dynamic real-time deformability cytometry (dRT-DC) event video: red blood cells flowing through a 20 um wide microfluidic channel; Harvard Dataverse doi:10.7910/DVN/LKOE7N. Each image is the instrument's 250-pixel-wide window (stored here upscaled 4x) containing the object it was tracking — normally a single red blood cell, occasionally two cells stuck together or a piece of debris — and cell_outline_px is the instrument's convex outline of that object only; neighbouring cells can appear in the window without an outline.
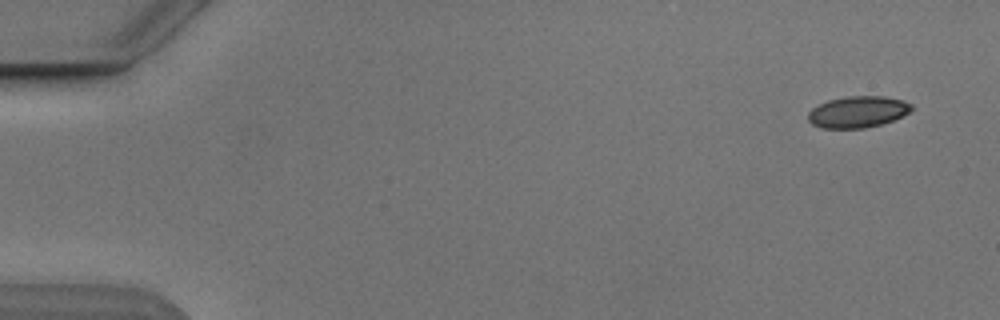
{"species": "Egyptian fruit bat (a non-hibernating species)", "species_latin": "Rousettus aegyptiacus", "temperature_condition": "cold", "stored_images_in_passage": 5, "camera_frame_rate_fps": 3000, "um_per_image_px": 0.085, "animal": {"sex": "male"}, "frame": {"image": 1, "passage_image": 1, "time_ms": 0.0, "image_size_px": [1000, 320], "cell_outline_px": [[912, 108], [908, 112], [892, 120], [880, 124], [864, 128], [820, 128], [812, 124], [808, 120], [808, 112], [812, 108], [828, 100], [844, 96], [884, 96], [904, 100], [912, 104]], "centroid_in_image_um": [72.88, 9.5], "position_along_channel_um": 12.1, "area_um2": 18.9}}
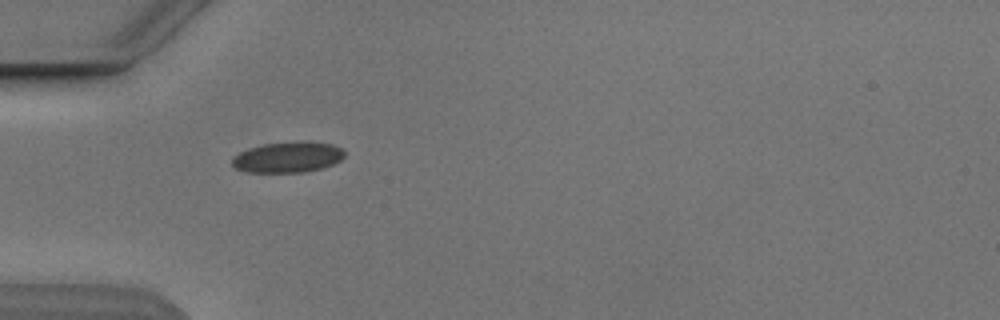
{"frame": {"image": 2, "passage_image": 5, "time_ms": 4.667, "image_size_px": [1000, 320], "cell_outline_px": [[344, 156], [340, 160], [332, 164], [320, 168], [304, 172], [248, 172], [236, 168], [232, 164], [232, 160], [240, 152], [248, 148], [264, 144], [304, 140], [308, 140], [332, 144], [340, 148], [344, 152]], "centroid_in_image_um": [24.48, 13.34], "position_along_channel_um": 60.5, "area_um2": 20.06}}